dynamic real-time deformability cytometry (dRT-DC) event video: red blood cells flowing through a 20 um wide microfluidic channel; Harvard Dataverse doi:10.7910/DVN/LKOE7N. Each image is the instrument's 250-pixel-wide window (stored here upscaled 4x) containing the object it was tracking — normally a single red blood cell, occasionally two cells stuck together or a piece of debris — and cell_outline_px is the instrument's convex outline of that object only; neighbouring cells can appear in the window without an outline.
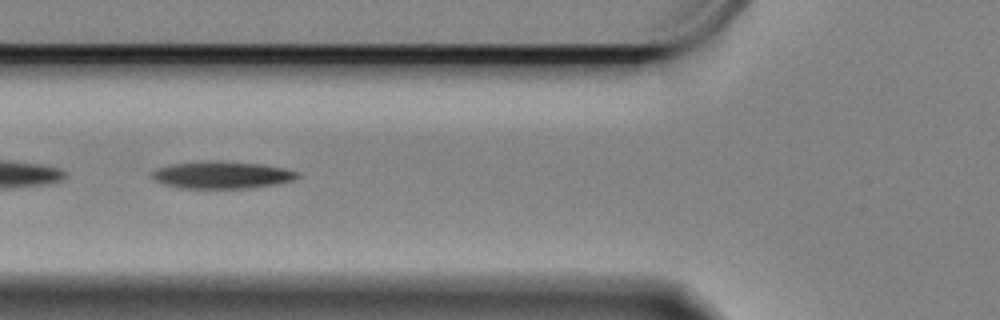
{"species": "Egyptian fruit bat (a non-hibernating species)", "species_latin": "Rousettus aegyptiacus", "temperature_condition": "cold", "stored_images_in_passage": 18, "camera_frame_rate_fps": 3000, "um_per_image_px": 0.085, "animal": {"sex": "female"}, "frame": {"image": 1, "passage_image": 8, "time_ms": 2.333, "image_size_px": [1000, 320], "cell_outline_px": [[300, 176], [296, 180], [276, 184], [248, 188], [180, 188], [160, 184], [152, 180], [148, 176], [156, 168], [172, 164], [204, 160], [216, 160], [260, 164], [284, 168], [300, 172]], "centroid_in_image_um": [18.81, 14.87], "position_along_channel_um": 107.0, "area_um2": 23.58}}